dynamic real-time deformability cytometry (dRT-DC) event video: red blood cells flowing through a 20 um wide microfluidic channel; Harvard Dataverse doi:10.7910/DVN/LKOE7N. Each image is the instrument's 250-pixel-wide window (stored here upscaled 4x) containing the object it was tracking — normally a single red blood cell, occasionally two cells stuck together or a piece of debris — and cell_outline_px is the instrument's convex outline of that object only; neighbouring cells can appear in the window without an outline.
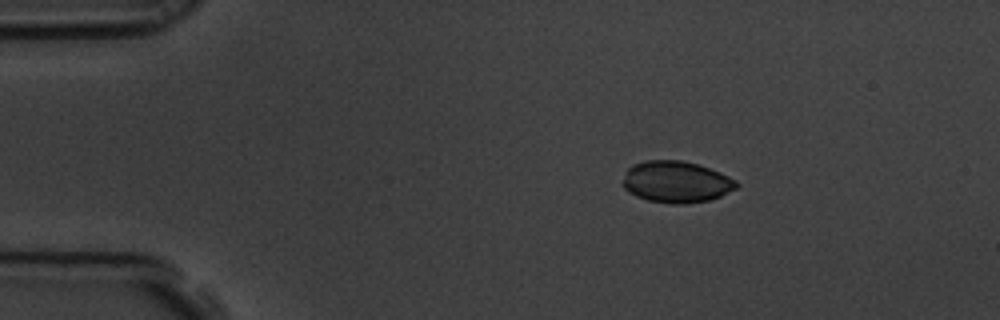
{"species": "common noctule bat (a hibernating species)", "species_latin": "Nyctalus noctula", "temperature_condition": "room temperature", "stored_images_in_passage": 4, "camera_frame_rate_fps": 3000, "um_per_image_px": 0.085, "animal": {"sex": "male", "body_mass_g": 19.5, "forearm_length_mm": 54.6}, "frame": {"image": 1, "passage_image": 1, "time_ms": 0.0, "image_size_px": [1000, 320], "cell_outline_px": [[740, 184], [736, 188], [720, 196], [708, 200], [684, 204], [672, 204], [648, 200], [636, 196], [628, 192], [620, 184], [628, 168], [632, 164], [644, 160], [680, 160], [696, 164], [720, 172], [736, 180]], "centroid_in_image_um": [57.44, 15.46], "position_along_channel_um": 27.6, "area_um2": 27.63}}